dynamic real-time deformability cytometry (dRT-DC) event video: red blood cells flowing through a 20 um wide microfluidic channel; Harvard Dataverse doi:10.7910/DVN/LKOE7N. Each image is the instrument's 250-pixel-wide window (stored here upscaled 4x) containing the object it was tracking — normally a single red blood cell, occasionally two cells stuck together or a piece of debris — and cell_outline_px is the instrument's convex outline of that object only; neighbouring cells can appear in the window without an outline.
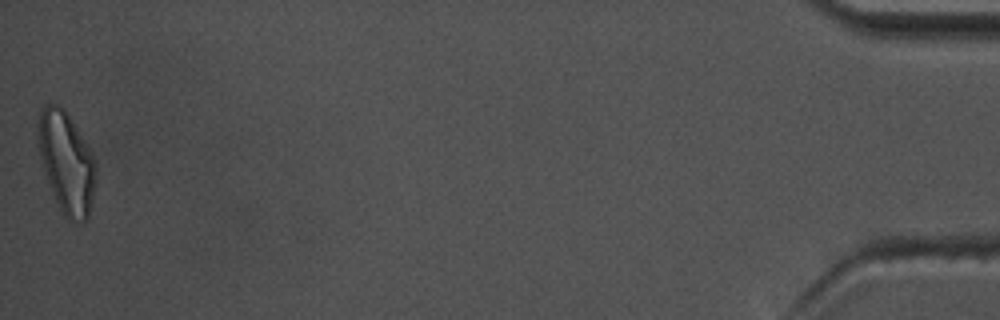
{"species": "common noctule bat (a hibernating species)", "species_latin": "Nyctalus noctula", "temperature_condition": "warm", "stored_images_in_passage": 45, "camera_frame_rate_fps": 3000, "um_per_image_px": 0.085, "animal": {"sex": "male", "body_mass_g": 17.5, "forearm_length_mm": 52.3}, "frame": {"image": 1, "passage_image": 45, "time_ms": 14.667, "image_size_px": [1000, 320], "cell_outline_px": [[96, 180], [92, 200], [88, 216], [84, 220], [68, 220], [64, 216], [48, 184], [44, 172], [36, 144], [36, 124], [40, 108], [44, 104], [56, 104], [64, 108], [96, 160]], "centroid_in_image_um": [5.6, 13.75], "position_along_channel_um": 429.6, "area_um2": 34.39}, "authors_computed_cell_mechanics": {"area_um2": 23.3512, "velocity_mm_per_s": 3.721, "shape_relaxation_time_tau1_ms": 5.7942, "shape_relaxation_time_tau2_ms": 2.4285, "deformation_change_tau1": 0.1842, "deformation_change_tau2": 0.1027}}